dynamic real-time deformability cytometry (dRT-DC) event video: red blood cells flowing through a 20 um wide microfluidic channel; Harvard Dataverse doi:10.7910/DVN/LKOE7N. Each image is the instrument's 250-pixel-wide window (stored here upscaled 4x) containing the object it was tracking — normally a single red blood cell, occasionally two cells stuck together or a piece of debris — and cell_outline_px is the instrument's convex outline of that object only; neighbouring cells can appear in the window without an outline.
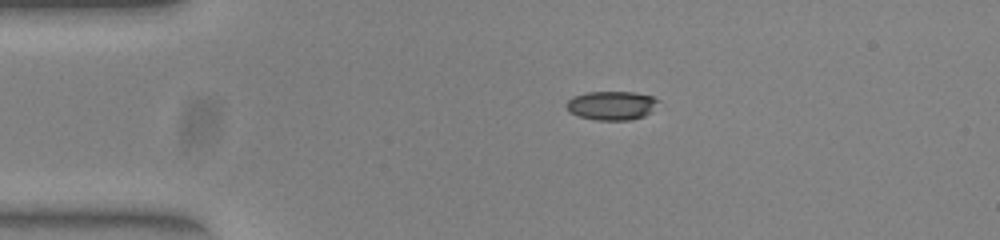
{"species": "common noctule bat (a hibernating species)", "species_latin": "Nyctalus noctula", "temperature_condition": "warm", "stored_images_in_passage": 42, "camera_frame_rate_fps": 3000, "um_per_image_px": 0.085, "animal": {"sex": "female", "body_mass_g": 23.0, "forearm_length_mm": 53.4}, "frame": {"image": 1, "passage_image": 1, "time_ms": 0.0, "image_size_px": [1000, 240], "cell_outline_px": [[660, 100], [652, 112], [644, 116], [632, 120], [596, 120], [580, 116], [568, 112], [564, 104], [572, 96], [588, 92], [636, 92], [652, 96]], "centroid_in_image_um": [51.99, 8.96], "position_along_channel_um": 33.0, "area_um2": 15.72}}
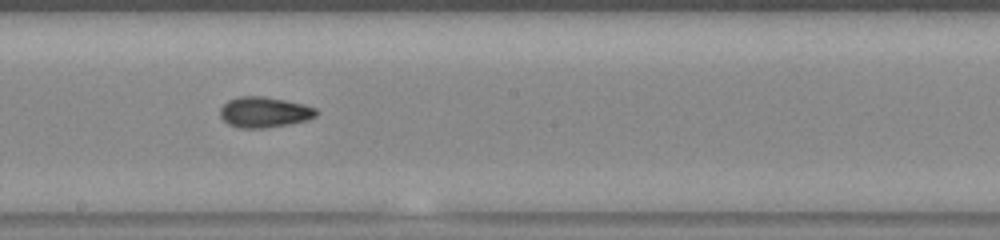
{"frame": {"image": 2, "passage_image": 19, "time_ms": 6.0, "image_size_px": [1000, 240], "cell_outline_px": [[320, 112], [316, 116], [308, 120], [288, 124], [264, 128], [240, 128], [228, 124], [220, 116], [220, 108], [228, 100], [240, 96], [264, 96], [304, 104], [316, 108]], "centroid_in_image_um": [22.48, 9.53], "position_along_channel_um": 225.7, "area_um2": 17.22}}
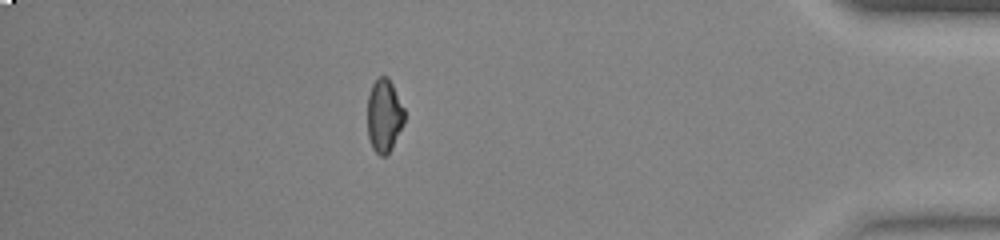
{"frame": {"image": 3, "passage_image": 36, "time_ms": 11.667, "image_size_px": [1000, 240], "cell_outline_px": [[404, 124], [392, 148], [384, 156], [380, 156], [372, 148], [368, 136], [368, 96], [372, 84], [380, 76], [388, 76], [404, 108]], "centroid_in_image_um": [32.65, 9.84], "position_along_channel_um": 402.5, "area_um2": 15.72}, "authors_computed_cell_mechanics": {"area_um2": 16.4152, "velocity_mm_per_s": 3.9421, "shape_relaxation_time_tau1_ms": 5.0897, "shape_relaxation_time_tau2_ms": 2.586, "deformation_change_tau1": 0.1529, "deformation_change_tau2": 0.0711}}